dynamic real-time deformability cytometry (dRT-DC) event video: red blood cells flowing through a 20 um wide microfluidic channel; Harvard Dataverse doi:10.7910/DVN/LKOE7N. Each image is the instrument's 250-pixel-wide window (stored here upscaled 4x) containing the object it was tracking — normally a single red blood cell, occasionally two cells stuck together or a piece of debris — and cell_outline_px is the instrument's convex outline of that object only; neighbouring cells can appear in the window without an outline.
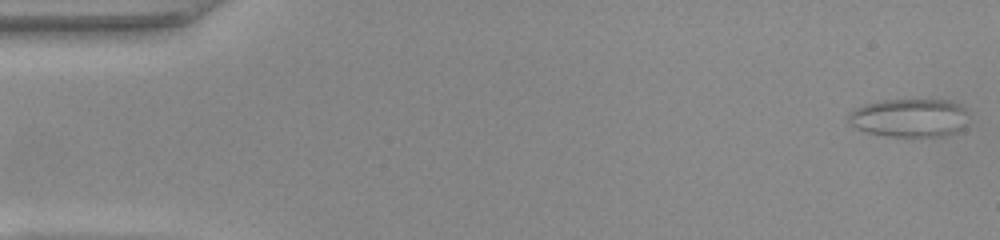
{"species": "common noctule bat (a hibernating species)", "species_latin": "Nyctalus noctula", "temperature_condition": "warm", "stored_images_in_passage": 49, "camera_frame_rate_fps": 3000, "um_per_image_px": 0.085, "animal": {"sex": "female", "body_mass_g": 22.0, "forearm_length_mm": 56.7}, "frame": {"image": 1, "passage_image": 1, "time_ms": 0.0, "image_size_px": [1000, 240], "cell_outline_px": [[964, 112], [960, 128], [956, 132], [948, 136], [912, 140], [884, 136], [864, 132], [848, 124], [848, 112], [864, 104], [880, 100], [948, 100], [960, 104], [964, 108]], "centroid_in_image_um": [77.2, 10.07], "position_along_channel_um": 7.8, "area_um2": 27.63}}
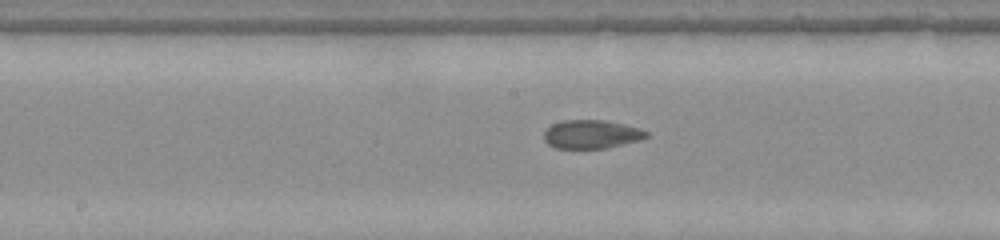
{"frame": {"image": 2, "passage_image": 25, "time_ms": 8.0, "image_size_px": [1000, 240], "cell_outline_px": [[648, 136], [640, 140], [608, 148], [556, 148], [548, 144], [544, 140], [544, 132], [552, 124], [564, 120], [604, 120], [624, 124], [640, 128], [648, 132]], "centroid_in_image_um": [50.29, 11.41], "position_along_channel_um": 197.9, "area_um2": 17.05}}
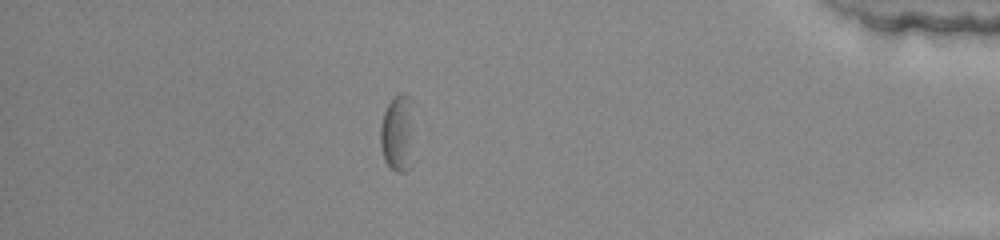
{"frame": {"image": 3, "passage_image": 43, "time_ms": 14.0, "image_size_px": [1000, 240], "cell_outline_px": [[412, 164], [404, 172], [396, 172], [384, 160], [380, 148], [380, 124], [384, 112], [388, 104], [400, 92], [404, 92], [412, 96]], "centroid_in_image_um": [33.79, 11.3], "position_along_channel_um": 401.4, "area_um2": 15.37}}